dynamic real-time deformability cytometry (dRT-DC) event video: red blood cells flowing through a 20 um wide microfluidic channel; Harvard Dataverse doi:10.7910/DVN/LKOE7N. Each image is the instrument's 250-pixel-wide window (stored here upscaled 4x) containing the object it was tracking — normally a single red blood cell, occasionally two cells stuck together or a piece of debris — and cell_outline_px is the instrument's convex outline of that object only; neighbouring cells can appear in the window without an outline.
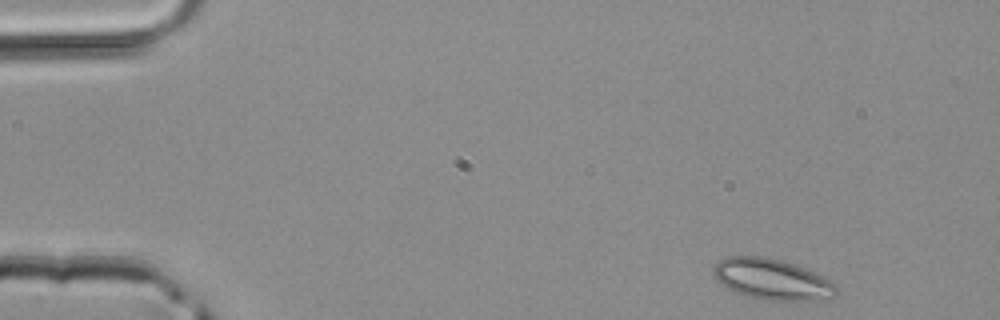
{"species": "common noctule bat (a hibernating species)", "species_latin": "Nyctalus noctula", "temperature_condition": "room temperature", "stored_images_in_passage": 4, "camera_frame_rate_fps": 3000, "um_per_image_px": 0.085, "animal": {"sex": "male", "body_mass_g": 20.4}, "frame": {"image": 1, "passage_image": 1, "time_ms": 0.0, "image_size_px": [1000, 320], "cell_outline_px": [[836, 296], [824, 300], [764, 300], [744, 296], [728, 288], [716, 280], [712, 272], [712, 268], [720, 260], [728, 256], [764, 256], [796, 264], [836, 280]], "centroid_in_image_um": [65.68, 23.74], "position_along_channel_um": 19.3, "area_um2": 29.82}}